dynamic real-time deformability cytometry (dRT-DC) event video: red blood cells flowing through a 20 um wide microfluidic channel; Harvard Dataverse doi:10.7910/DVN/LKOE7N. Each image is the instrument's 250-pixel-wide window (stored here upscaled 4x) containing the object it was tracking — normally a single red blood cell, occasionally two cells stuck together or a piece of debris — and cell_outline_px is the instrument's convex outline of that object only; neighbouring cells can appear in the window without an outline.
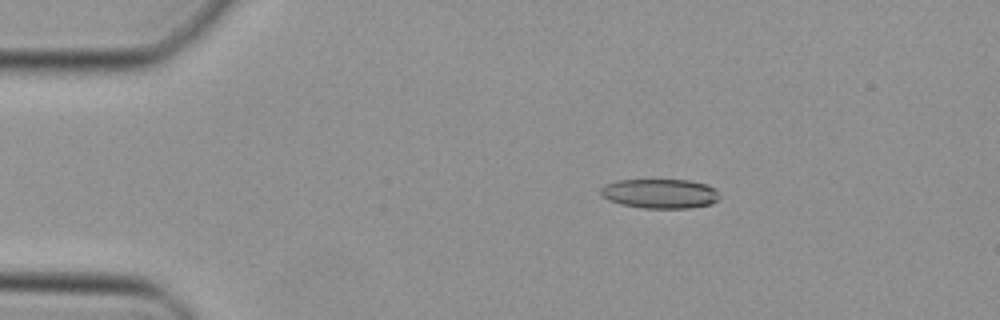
{"species": "Egyptian fruit bat (a non-hibernating species)", "species_latin": "Rousettus aegyptiacus", "temperature_condition": "cold", "stored_images_in_passage": 10, "segment_of_instrument_passage": [2, 2], "camera_frame_rate_fps": 3000, "um_per_image_px": 0.085, "animal": {"sex": "female"}, "frame": {"image": 1, "passage_image": 10, "time_ms": 3.0, "image_size_px": [1000, 320], "cell_outline_px": [[720, 200], [712, 204], [692, 208], [644, 208], [620, 204], [608, 200], [600, 196], [600, 188], [604, 184], [616, 180], [688, 180], [708, 184], [716, 188], [720, 196]], "centroid_in_image_um": [56.12, 16.46], "position_along_channel_um": 28.9, "area_um2": 20.87}}